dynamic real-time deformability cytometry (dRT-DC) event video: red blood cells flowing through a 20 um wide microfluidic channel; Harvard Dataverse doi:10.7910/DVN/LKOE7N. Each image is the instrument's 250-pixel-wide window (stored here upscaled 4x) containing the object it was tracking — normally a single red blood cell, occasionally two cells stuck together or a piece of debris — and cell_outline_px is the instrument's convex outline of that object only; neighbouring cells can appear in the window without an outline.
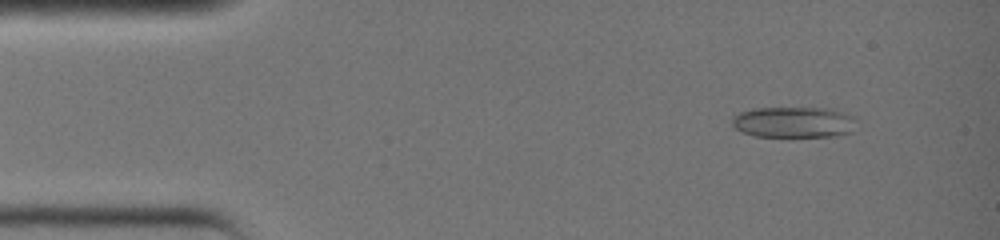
{"species": "common noctule bat (a hibernating species)", "species_latin": "Nyctalus noctula", "temperature_condition": "warm", "stored_images_in_passage": 2, "camera_frame_rate_fps": 3000, "um_per_image_px": 0.085, "animal": {"sex": "female", "body_mass_g": 19.0, "forearm_length_mm": 51.5}, "frame": {"image": 1, "passage_image": 1, "time_ms": 0.0, "image_size_px": [1000, 240], "cell_outline_px": [[848, 116], [844, 132], [836, 136], [788, 140], [756, 136], [744, 132], [736, 128], [732, 124], [732, 120], [740, 112], [760, 108], [812, 108], [836, 112]], "centroid_in_image_um": [67.21, 10.46], "position_along_channel_um": 17.8, "area_um2": 21.73}}